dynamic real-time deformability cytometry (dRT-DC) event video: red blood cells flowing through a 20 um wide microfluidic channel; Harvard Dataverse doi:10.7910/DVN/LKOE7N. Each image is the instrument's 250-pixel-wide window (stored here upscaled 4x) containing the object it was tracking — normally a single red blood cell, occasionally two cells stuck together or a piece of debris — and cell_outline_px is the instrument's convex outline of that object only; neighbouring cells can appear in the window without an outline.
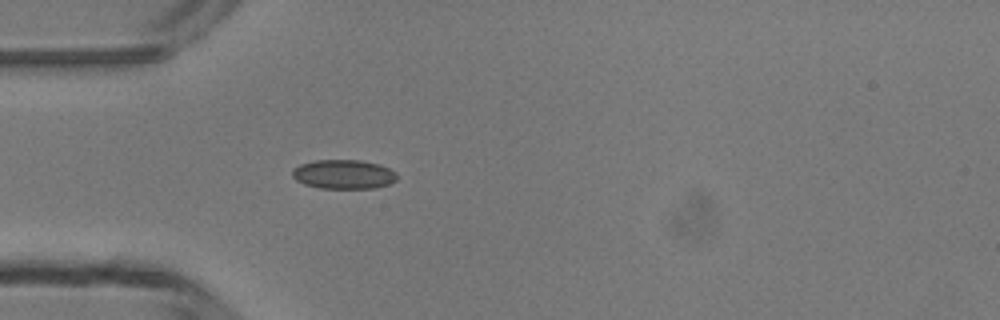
{"species": "common noctule bat (a hibernating species)", "species_latin": "Nyctalus noctula", "temperature_condition": "room temperature", "stored_images_in_passage": 4, "camera_frame_rate_fps": 3000, "um_per_image_px": 0.085, "animal": {"sex": "male", "body_mass_g": 13.3}, "frame": {"image": 1, "passage_image": 4, "time_ms": 3.333, "image_size_px": [1000, 320], "cell_outline_px": [[396, 180], [388, 184], [376, 188], [320, 188], [304, 184], [296, 180], [292, 176], [292, 168], [300, 164], [316, 160], [360, 160], [380, 164], [396, 172]], "centroid_in_image_um": [29.19, 14.81], "position_along_channel_um": 55.8, "area_um2": 17.86}}